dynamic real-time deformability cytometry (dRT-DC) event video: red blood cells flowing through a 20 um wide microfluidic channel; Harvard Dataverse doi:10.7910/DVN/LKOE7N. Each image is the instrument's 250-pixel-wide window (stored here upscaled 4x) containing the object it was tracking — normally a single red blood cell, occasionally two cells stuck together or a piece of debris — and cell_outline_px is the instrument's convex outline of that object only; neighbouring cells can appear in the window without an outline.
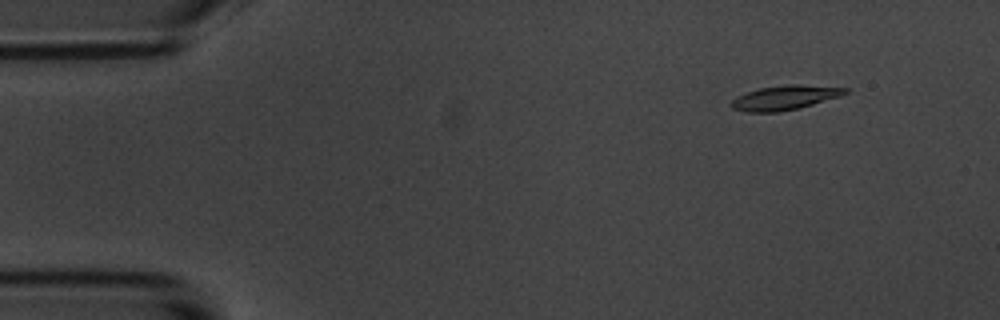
{"species": "common noctule bat (a hibernating species)", "species_latin": "Nyctalus noctula", "temperature_condition": "room temperature", "stored_images_in_passage": 56, "camera_frame_rate_fps": 3000, "um_per_image_px": 0.085, "animal": {"sex": "male", "body_mass_g": 20.1, "forearm_length_mm": 53.5}, "frame": {"image": 1, "passage_image": 6, "time_ms": 1.667, "image_size_px": [1000, 320], "cell_outline_px": [[848, 92], [840, 96], [800, 108], [776, 112], [748, 112], [732, 108], [728, 104], [732, 100], [748, 92], [760, 88], [788, 84], [800, 84], [848, 88]], "centroid_in_image_um": [66.72, 8.3], "position_along_channel_um": 18.3, "area_um2": 16.07}}
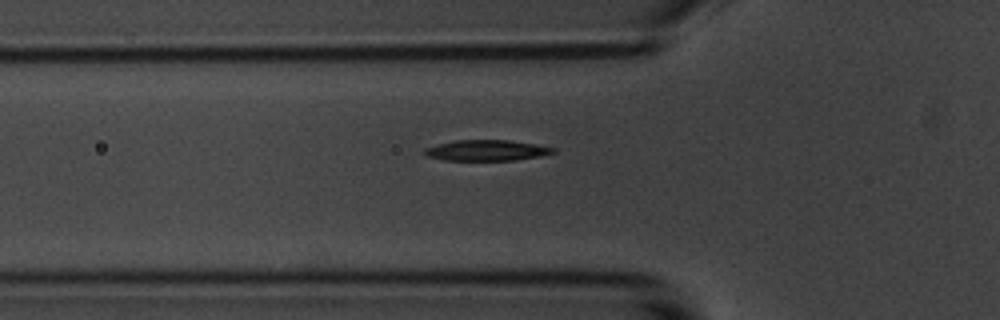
{"frame": {"image": 2, "passage_image": 19, "time_ms": 6.0, "image_size_px": [1000, 320], "cell_outline_px": [[556, 152], [540, 156], [516, 160], [444, 160], [424, 156], [424, 148], [436, 144], [456, 140], [508, 140], [556, 148]], "centroid_in_image_um": [41.31, 12.78], "position_along_channel_um": 84.5, "area_um2": 15.55}}
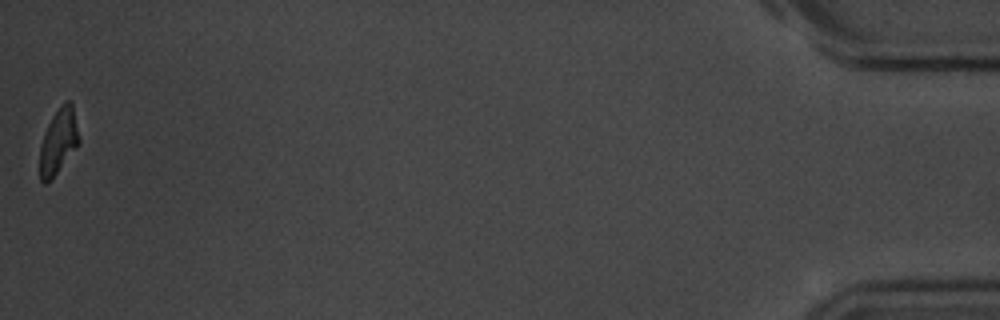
{"frame": {"image": 3, "passage_image": 56, "time_ms": 18.333, "image_size_px": [1000, 320], "cell_outline_px": [[80, 144], [56, 172], [44, 184], [40, 180], [40, 148], [44, 132], [52, 116], [64, 100], [72, 100], [80, 140]], "centroid_in_image_um": [4.99, 11.94], "position_along_channel_um": 430.2, "area_um2": 14.8}, "authors_computed_cell_mechanics": {"area_um2": 16.184, "velocity_mm_per_s": 3.5839, "shape_relaxation_time_tau1_ms": 2.7061, "shape_relaxation_time_tau2_ms": 3.6068, "deformation_change_tau1": 0.1571, "deformation_change_tau2": 0.0987}}